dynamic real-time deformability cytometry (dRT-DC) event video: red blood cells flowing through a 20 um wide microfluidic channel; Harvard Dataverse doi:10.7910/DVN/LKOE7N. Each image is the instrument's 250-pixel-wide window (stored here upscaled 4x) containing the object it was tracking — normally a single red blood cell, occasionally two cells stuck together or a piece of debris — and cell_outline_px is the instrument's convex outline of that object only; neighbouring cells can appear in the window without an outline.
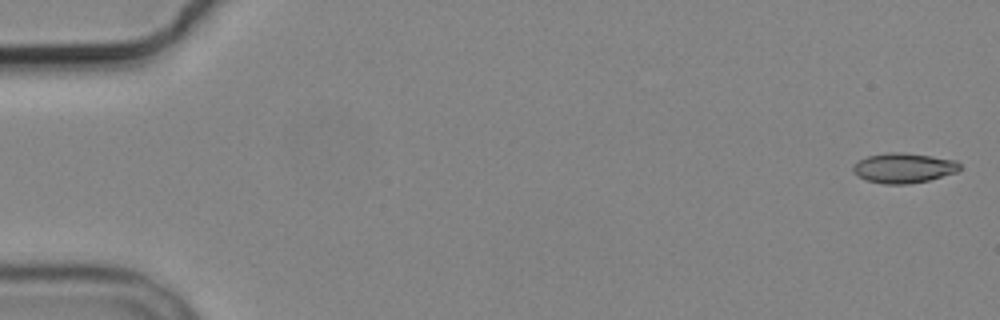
{"species": "common noctule bat (a hibernating species)", "species_latin": "Nyctalus noctula", "temperature_condition": "cold", "stored_images_in_passage": 5, "camera_frame_rate_fps": 3000, "um_per_image_px": 0.085, "animal": {"sex": "male", "body_mass_g": 19.2, "forearm_length_mm": 51.8}, "frame": {"image": 1, "passage_image": 1, "time_ms": 0.0, "image_size_px": [1000, 320], "cell_outline_px": [[960, 168], [956, 172], [928, 180], [908, 184], [884, 184], [868, 180], [860, 176], [852, 168], [860, 160], [868, 156], [888, 152], [900, 152], [932, 156], [956, 160], [960, 164]], "centroid_in_image_um": [76.85, 14.27], "position_along_channel_um": 8.2, "area_um2": 18.26}}
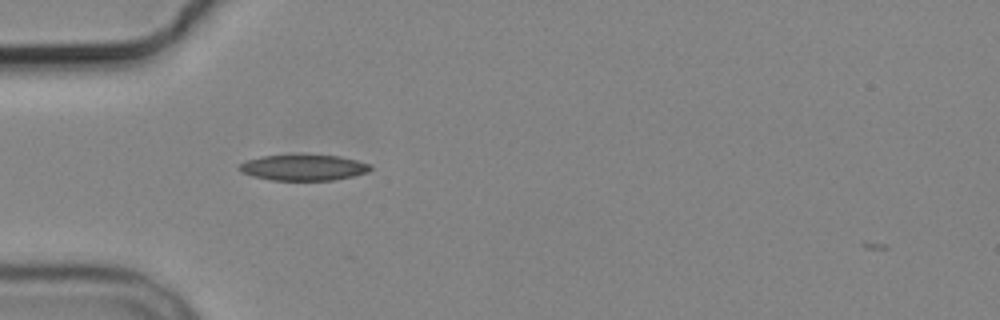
{"frame": {"image": 2, "passage_image": 5, "time_ms": 5.333, "image_size_px": [1000, 320], "cell_outline_px": [[372, 168], [368, 172], [352, 176], [332, 180], [272, 180], [252, 176], [240, 172], [240, 164], [248, 160], [260, 156], [340, 156], [372, 164]], "centroid_in_image_um": [25.82, 14.26], "position_along_channel_um": 59.2, "area_um2": 19.36}}